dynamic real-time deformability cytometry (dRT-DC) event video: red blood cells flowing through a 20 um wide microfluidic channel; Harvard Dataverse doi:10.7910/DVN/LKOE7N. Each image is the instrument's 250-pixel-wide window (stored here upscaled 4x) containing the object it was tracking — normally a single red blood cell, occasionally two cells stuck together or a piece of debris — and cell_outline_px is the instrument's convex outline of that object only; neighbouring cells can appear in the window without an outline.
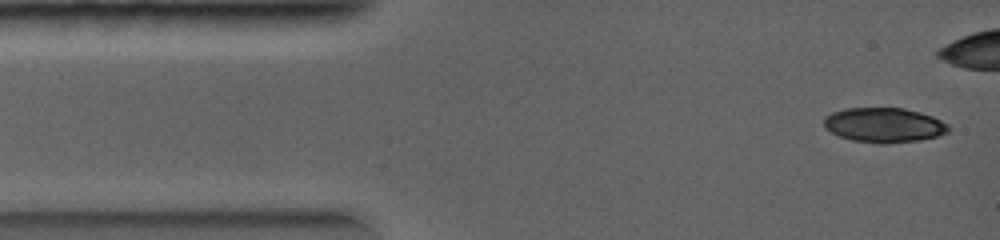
{"species": "common noctule bat (a hibernating species)", "species_latin": "Nyctalus noctula", "temperature_condition": "warm", "stored_images_in_passage": 5, "camera_frame_rate_fps": 5000, "um_per_image_px": 0.085, "animal": {"sex": "female", "body_mass_g": 19.0, "forearm_length_mm": 56.7}, "frame": {"image": 1, "passage_image": 1, "time_ms": 0.0, "image_size_px": [1000, 240], "cell_outline_px": [[952, 128], [948, 132], [936, 136], [920, 140], [888, 144], [876, 144], [852, 140], [840, 136], [824, 128], [824, 116], [832, 112], [844, 108], [904, 108], [920, 112], [932, 116], [948, 124]], "centroid_in_image_um": [75.14, 10.63], "position_along_channel_um": 9.9, "area_um2": 25.43}}